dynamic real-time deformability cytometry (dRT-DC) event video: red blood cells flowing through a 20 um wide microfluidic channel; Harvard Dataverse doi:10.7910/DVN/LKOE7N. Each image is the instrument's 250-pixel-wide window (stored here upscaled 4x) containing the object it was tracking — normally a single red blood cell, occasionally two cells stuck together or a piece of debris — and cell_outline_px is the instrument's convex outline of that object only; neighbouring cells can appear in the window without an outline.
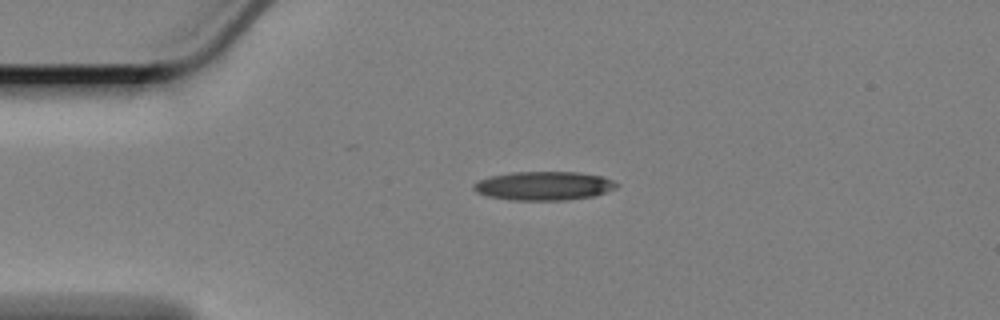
{"species": "Egyptian fruit bat (a non-hibernating species)", "species_latin": "Rousettus aegyptiacus", "temperature_condition": "cold", "stored_images_in_passage": 38, "camera_frame_rate_fps": 3000, "um_per_image_px": 0.085, "animal": {"sex": "female"}, "frame": {"image": 1, "passage_image": 1, "time_ms": 0.0, "image_size_px": [1000, 320], "cell_outline_px": [[620, 184], [616, 188], [592, 196], [568, 200], [512, 200], [488, 196], [476, 192], [472, 188], [472, 184], [488, 176], [512, 172], [576, 172], [604, 176]], "centroid_in_image_um": [46.21, 15.79], "position_along_channel_um": 38.8, "area_um2": 24.04}}
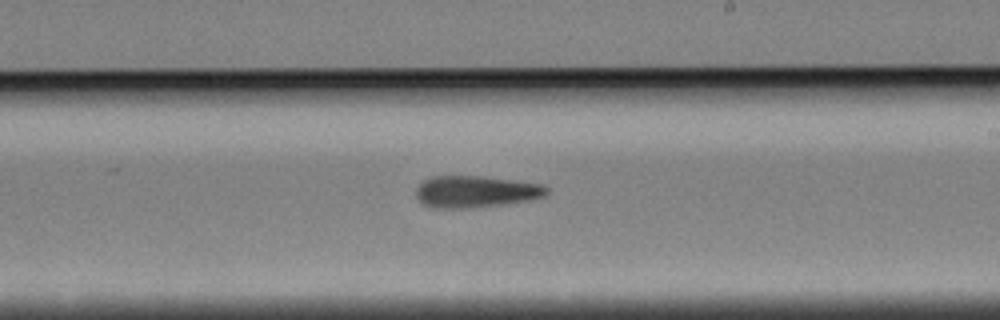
{"frame": {"image": 2, "passage_image": 22, "time_ms": 7.0, "image_size_px": [1000, 320], "cell_outline_px": [[548, 192], [544, 196], [528, 200], [504, 204], [460, 208], [448, 208], [424, 204], [416, 196], [416, 188], [424, 180], [432, 176], [484, 176], [544, 184], [548, 188]], "centroid_in_image_um": [40.47, 16.26], "position_along_channel_um": 248.5, "area_um2": 23.87}}
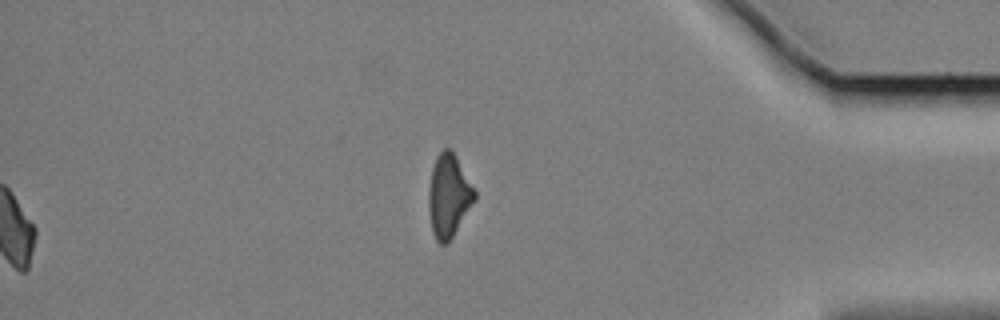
{"frame": {"image": 3, "passage_image": 38, "time_ms": 12.333, "image_size_px": [1000, 320], "cell_outline_px": [[476, 200], [448, 244], [440, 244], [436, 240], [432, 232], [428, 212], [428, 192], [432, 168], [436, 156], [444, 148], [452, 148], [476, 192]], "centroid_in_image_um": [38.13, 16.66], "position_along_channel_um": 397.1, "area_um2": 22.54}, "authors_computed_cell_mechanics": {"area_um2": 23.5535, "velocity_mm_per_s": 3.3736, "shape_relaxation_time_tau1_ms": 7.3569, "shape_relaxation_time_tau2_ms": null, "deformation_change_tau1": 0.2107, "deformation_change_tau2": null}}